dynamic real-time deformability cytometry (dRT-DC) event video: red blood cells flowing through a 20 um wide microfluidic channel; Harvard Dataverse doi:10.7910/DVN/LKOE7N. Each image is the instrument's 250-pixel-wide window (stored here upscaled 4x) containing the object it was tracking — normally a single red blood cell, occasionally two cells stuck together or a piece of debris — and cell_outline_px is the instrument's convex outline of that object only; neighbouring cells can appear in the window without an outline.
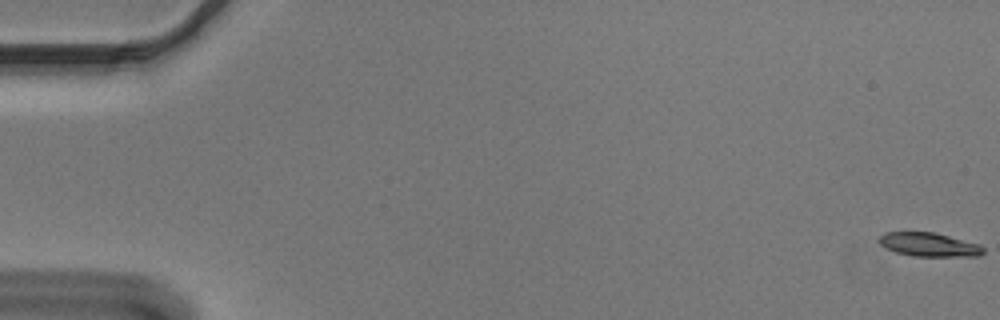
{"species": "Egyptian fruit bat (a non-hibernating species)", "species_latin": "Rousettus aegyptiacus", "temperature_condition": "cold", "stored_images_in_passage": 56, "camera_frame_rate_fps": 3000, "um_per_image_px": 0.085, "animal": {"sex": "male"}, "frame": {"image": 1, "passage_image": 1, "time_ms": 0.0, "image_size_px": [1000, 320], "cell_outline_px": [[984, 252], [980, 256], [912, 256], [896, 252], [880, 244], [880, 236], [884, 232], [932, 232], [980, 244], [984, 248]], "centroid_in_image_um": [78.99, 20.79], "position_along_channel_um": 6.0, "area_um2": 14.28}}
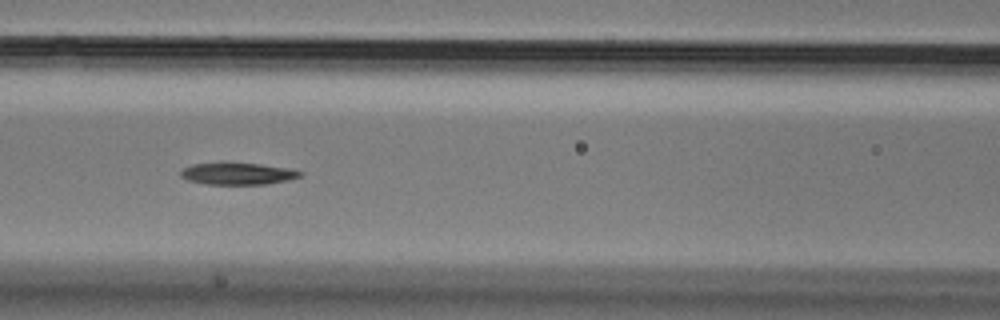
{"frame": {"image": 2, "passage_image": 25, "time_ms": 8.0, "image_size_px": [1000, 320], "cell_outline_px": [[304, 172], [300, 176], [288, 180], [264, 184], [204, 184], [188, 180], [180, 176], [180, 172], [184, 168], [192, 164], [220, 160], [224, 160], [260, 164], [288, 168]], "centroid_in_image_um": [20.14, 14.72], "position_along_channel_um": 146.5, "area_um2": 15.84}}
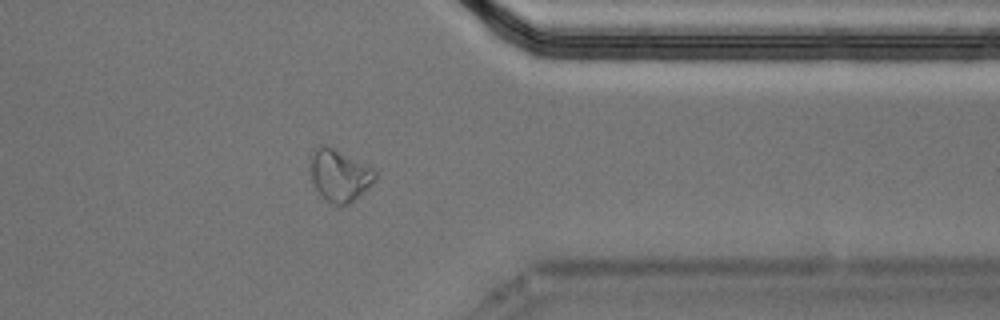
{"frame": {"image": 3, "passage_image": 45, "time_ms": 14.667, "image_size_px": [1000, 320], "cell_outline_px": [[376, 176], [364, 192], [348, 204], [340, 208], [320, 196], [312, 180], [312, 156], [316, 148], [320, 144], [324, 144], [372, 168], [376, 172]], "centroid_in_image_um": [28.85, 14.95], "position_along_channel_um": 382.6, "area_um2": 19.02}, "authors_computed_cell_mechanics": {"area_um2": 15.7505, "velocity_mm_per_s": 3.6625, "shape_relaxation_time_tau1_ms": 9.3151, "shape_relaxation_time_tau2_ms": null, "deformation_change_tau1": 0.2314, "deformation_change_tau2": null}}